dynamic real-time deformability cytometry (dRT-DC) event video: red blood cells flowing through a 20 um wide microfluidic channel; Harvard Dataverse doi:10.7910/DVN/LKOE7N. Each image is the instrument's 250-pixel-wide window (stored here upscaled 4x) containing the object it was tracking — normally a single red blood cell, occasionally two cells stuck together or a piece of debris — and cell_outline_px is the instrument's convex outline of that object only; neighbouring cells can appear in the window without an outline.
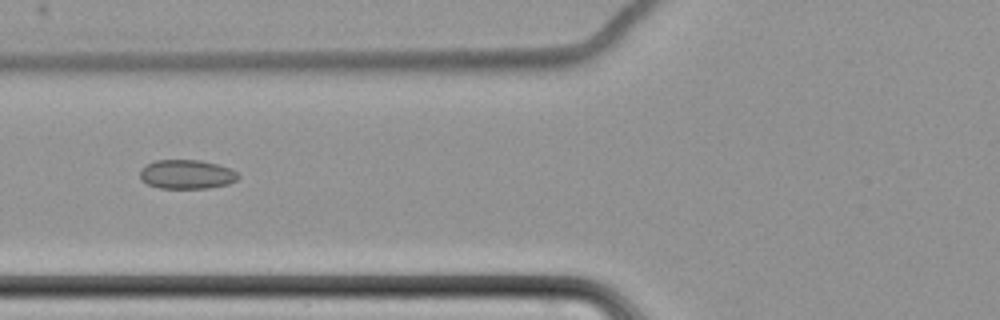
{"species": "common noctule bat (a hibernating species)", "species_latin": "Nyctalus noctula", "temperature_condition": "cold", "stored_images_in_passage": 12, "camera_frame_rate_fps": 3000, "um_per_image_px": 0.085, "animal": {"sex": "female", "body_mass_g": 22.7, "forearm_length_mm": 54.2}, "frame": {"image": 1, "passage_image": 7, "time_ms": 8.0, "image_size_px": [1000, 320], "cell_outline_px": [[240, 176], [236, 180], [228, 184], [208, 188], [160, 188], [148, 184], [140, 176], [140, 168], [156, 160], [200, 160], [216, 164], [228, 168], [236, 172]], "centroid_in_image_um": [15.87, 14.82], "position_along_channel_um": 109.9, "area_um2": 16.47}}
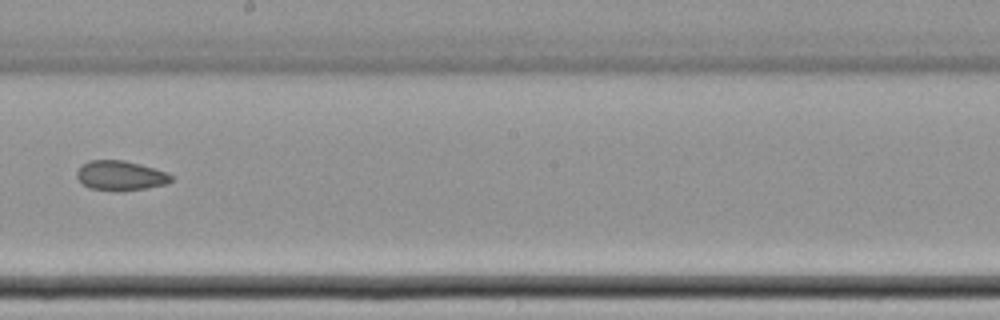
{"frame": {"image": 2, "passage_image": 10, "time_ms": 11.667, "image_size_px": [1000, 320], "cell_outline_px": [[172, 180], [168, 184], [148, 188], [88, 188], [76, 176], [76, 172], [88, 160], [124, 160], [140, 164], [168, 172], [172, 176]], "centroid_in_image_um": [10.29, 14.88], "position_along_channel_um": 237.9, "area_um2": 15.66}}
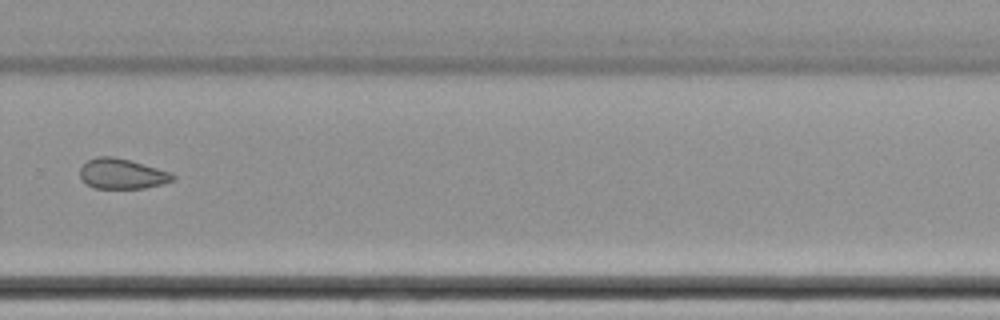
{"frame": {"image": 3, "passage_image": 12, "time_ms": 14.0, "image_size_px": [1000, 320], "cell_outline_px": [[176, 176], [172, 180], [164, 184], [144, 188], [92, 188], [80, 176], [80, 168], [88, 160], [100, 156], [112, 156], [132, 160], [168, 172]], "centroid_in_image_um": [10.37, 14.77], "position_along_channel_um": 319.4, "area_um2": 16.18}}